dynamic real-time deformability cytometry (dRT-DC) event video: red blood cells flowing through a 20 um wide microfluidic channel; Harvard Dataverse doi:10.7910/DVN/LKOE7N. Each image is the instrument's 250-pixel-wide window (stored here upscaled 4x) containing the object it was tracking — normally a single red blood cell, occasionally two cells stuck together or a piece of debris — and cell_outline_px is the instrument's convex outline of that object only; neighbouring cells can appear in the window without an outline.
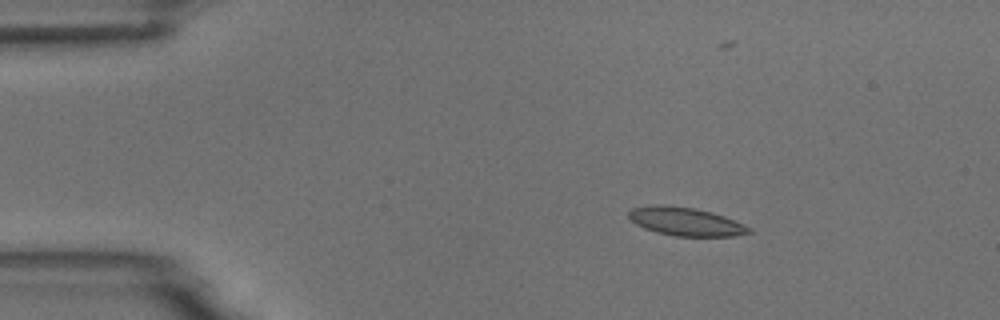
{"species": "common noctule bat (a hibernating species)", "species_latin": "Nyctalus noctula", "temperature_condition": "room temperature", "stored_images_in_passage": 5, "camera_frame_rate_fps": 3000, "um_per_image_px": 0.085, "animal": {"sex": "male", "body_mass_g": 18.8}, "frame": {"image": 1, "passage_image": 2, "time_ms": 2.333, "image_size_px": [1000, 320], "cell_outline_px": [[752, 232], [736, 236], [676, 236], [656, 232], [644, 228], [636, 224], [628, 216], [628, 212], [632, 208], [656, 204], [660, 204], [696, 208], [712, 212], [724, 216], [752, 228]], "centroid_in_image_um": [58.28, 18.83], "position_along_channel_um": 26.7, "area_um2": 19.88}}